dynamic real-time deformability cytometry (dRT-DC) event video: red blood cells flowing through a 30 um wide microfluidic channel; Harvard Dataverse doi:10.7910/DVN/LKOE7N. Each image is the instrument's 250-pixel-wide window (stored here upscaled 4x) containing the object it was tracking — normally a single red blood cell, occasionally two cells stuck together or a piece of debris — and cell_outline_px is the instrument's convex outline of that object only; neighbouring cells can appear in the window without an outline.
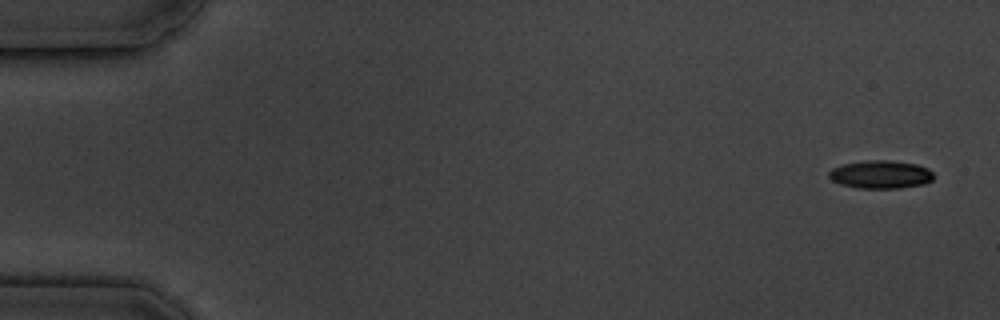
{"species": "common noctule bat (a hibernating species)", "species_latin": "Nyctalus noctula", "temperature_condition": "cold", "stored_images_in_passage": 6, "segment_of_instrument_passage": [1, 2], "camera_frame_rate_fps": 3000, "um_per_image_px": 0.085, "animal": {"sex": "male", "body_mass_g": 19.5, "forearm_length_mm": 54.6}, "frame": {"image": 1, "passage_image": 1, "time_ms": 0.0, "image_size_px": [1000, 320], "cell_outline_px": [[932, 180], [924, 184], [900, 188], [860, 188], [840, 184], [832, 180], [828, 176], [828, 172], [832, 168], [844, 164], [864, 160], [888, 160], [916, 164], [928, 168], [932, 172]], "centroid_in_image_um": [74.84, 14.83], "position_along_channel_um": 10.2, "area_um2": 17.11}}